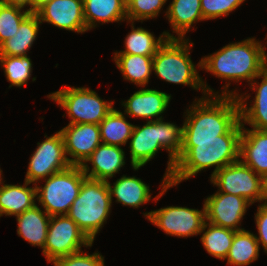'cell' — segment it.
Instances as JSON below:
<instances>
[{"mask_svg":"<svg viewBox=\"0 0 267 266\" xmlns=\"http://www.w3.org/2000/svg\"><path fill=\"white\" fill-rule=\"evenodd\" d=\"M197 67L210 72L221 80L229 81L220 95L237 96V90H229L230 81L252 82L266 67V46L254 37L223 46L218 51L202 57Z\"/></svg>","mask_w":267,"mask_h":266,"instance_id":"1","label":"cell"},{"mask_svg":"<svg viewBox=\"0 0 267 266\" xmlns=\"http://www.w3.org/2000/svg\"><path fill=\"white\" fill-rule=\"evenodd\" d=\"M241 122L229 133L220 135L218 140L182 141L180 155L168 182L174 186L214 167L210 176L221 168L239 161Z\"/></svg>","mask_w":267,"mask_h":266,"instance_id":"2","label":"cell"},{"mask_svg":"<svg viewBox=\"0 0 267 266\" xmlns=\"http://www.w3.org/2000/svg\"><path fill=\"white\" fill-rule=\"evenodd\" d=\"M163 120L147 121L143 126L134 125L129 141L130 162L135 171L151 161L159 150H167L169 153L167 169L160 185L162 190L153 198V201H158L168 189L174 187L168 179L174 171L175 159L180 155L183 140V125L178 127L174 123Z\"/></svg>","mask_w":267,"mask_h":266,"instance_id":"3","label":"cell"},{"mask_svg":"<svg viewBox=\"0 0 267 266\" xmlns=\"http://www.w3.org/2000/svg\"><path fill=\"white\" fill-rule=\"evenodd\" d=\"M183 116L182 141L218 140L240 123V107L235 96L203 95Z\"/></svg>","mask_w":267,"mask_h":266,"instance_id":"4","label":"cell"},{"mask_svg":"<svg viewBox=\"0 0 267 266\" xmlns=\"http://www.w3.org/2000/svg\"><path fill=\"white\" fill-rule=\"evenodd\" d=\"M193 45L189 38L167 39L153 56L154 74L165 82L189 85L196 91L202 90V95H220L199 75L190 56V48Z\"/></svg>","mask_w":267,"mask_h":266,"instance_id":"5","label":"cell"},{"mask_svg":"<svg viewBox=\"0 0 267 266\" xmlns=\"http://www.w3.org/2000/svg\"><path fill=\"white\" fill-rule=\"evenodd\" d=\"M112 200L106 181L86 178L68 216L94 242L111 212Z\"/></svg>","mask_w":267,"mask_h":266,"instance_id":"6","label":"cell"},{"mask_svg":"<svg viewBox=\"0 0 267 266\" xmlns=\"http://www.w3.org/2000/svg\"><path fill=\"white\" fill-rule=\"evenodd\" d=\"M86 178L81 166L71 165L43 179L44 186L35 184L37 201L49 216L67 215Z\"/></svg>","mask_w":267,"mask_h":266,"instance_id":"7","label":"cell"},{"mask_svg":"<svg viewBox=\"0 0 267 266\" xmlns=\"http://www.w3.org/2000/svg\"><path fill=\"white\" fill-rule=\"evenodd\" d=\"M67 111L69 124H98L112 111L114 101L103 100L88 87L67 86L47 95Z\"/></svg>","mask_w":267,"mask_h":266,"instance_id":"8","label":"cell"},{"mask_svg":"<svg viewBox=\"0 0 267 266\" xmlns=\"http://www.w3.org/2000/svg\"><path fill=\"white\" fill-rule=\"evenodd\" d=\"M93 242L68 215L50 216L48 234L43 255L47 263L77 253L82 247H91Z\"/></svg>","mask_w":267,"mask_h":266,"instance_id":"9","label":"cell"},{"mask_svg":"<svg viewBox=\"0 0 267 266\" xmlns=\"http://www.w3.org/2000/svg\"><path fill=\"white\" fill-rule=\"evenodd\" d=\"M143 214L167 235L180 238L199 235L206 222L205 204L202 210L172 205Z\"/></svg>","mask_w":267,"mask_h":266,"instance_id":"10","label":"cell"},{"mask_svg":"<svg viewBox=\"0 0 267 266\" xmlns=\"http://www.w3.org/2000/svg\"><path fill=\"white\" fill-rule=\"evenodd\" d=\"M45 138L41 143H37L36 150L31 154L25 175L24 180L33 185L71 166L60 130L52 136L45 135Z\"/></svg>","mask_w":267,"mask_h":266,"instance_id":"11","label":"cell"},{"mask_svg":"<svg viewBox=\"0 0 267 266\" xmlns=\"http://www.w3.org/2000/svg\"><path fill=\"white\" fill-rule=\"evenodd\" d=\"M210 182L218 187L217 192L244 197L252 204L264 202L260 175L240 160L218 170Z\"/></svg>","mask_w":267,"mask_h":266,"instance_id":"12","label":"cell"},{"mask_svg":"<svg viewBox=\"0 0 267 266\" xmlns=\"http://www.w3.org/2000/svg\"><path fill=\"white\" fill-rule=\"evenodd\" d=\"M206 221L212 225L241 231L243 216L252 205L244 197L233 194L217 192L204 200Z\"/></svg>","mask_w":267,"mask_h":266,"instance_id":"13","label":"cell"},{"mask_svg":"<svg viewBox=\"0 0 267 266\" xmlns=\"http://www.w3.org/2000/svg\"><path fill=\"white\" fill-rule=\"evenodd\" d=\"M60 132L63 135L67 159L74 166H82L102 143L98 124H68Z\"/></svg>","mask_w":267,"mask_h":266,"instance_id":"14","label":"cell"},{"mask_svg":"<svg viewBox=\"0 0 267 266\" xmlns=\"http://www.w3.org/2000/svg\"><path fill=\"white\" fill-rule=\"evenodd\" d=\"M36 14L39 17L40 23H49L75 33H84L87 30L83 0H50L41 6Z\"/></svg>","mask_w":267,"mask_h":266,"instance_id":"15","label":"cell"},{"mask_svg":"<svg viewBox=\"0 0 267 266\" xmlns=\"http://www.w3.org/2000/svg\"><path fill=\"white\" fill-rule=\"evenodd\" d=\"M171 94L156 89L142 88L134 92L127 101H122L124 114L147 121L164 119L162 113L168 108ZM155 118V119H153Z\"/></svg>","mask_w":267,"mask_h":266,"instance_id":"16","label":"cell"},{"mask_svg":"<svg viewBox=\"0 0 267 266\" xmlns=\"http://www.w3.org/2000/svg\"><path fill=\"white\" fill-rule=\"evenodd\" d=\"M260 78V83L255 80ZM255 79L249 83L250 89L255 91L254 100H250L252 105L246 102L251 97L246 92L236 96L240 107V122L242 126L249 124L252 129L267 130V67Z\"/></svg>","mask_w":267,"mask_h":266,"instance_id":"17","label":"cell"},{"mask_svg":"<svg viewBox=\"0 0 267 266\" xmlns=\"http://www.w3.org/2000/svg\"><path fill=\"white\" fill-rule=\"evenodd\" d=\"M92 169L90 170V166ZM125 152L122 147L101 143L81 166L87 178L109 181L125 165Z\"/></svg>","mask_w":267,"mask_h":266,"instance_id":"18","label":"cell"},{"mask_svg":"<svg viewBox=\"0 0 267 266\" xmlns=\"http://www.w3.org/2000/svg\"><path fill=\"white\" fill-rule=\"evenodd\" d=\"M239 160L258 175L267 172V130L242 126Z\"/></svg>","mask_w":267,"mask_h":266,"instance_id":"19","label":"cell"},{"mask_svg":"<svg viewBox=\"0 0 267 266\" xmlns=\"http://www.w3.org/2000/svg\"><path fill=\"white\" fill-rule=\"evenodd\" d=\"M28 181L24 185L4 184L0 189V217L18 216L36 205V186L29 187Z\"/></svg>","mask_w":267,"mask_h":266,"instance_id":"20","label":"cell"},{"mask_svg":"<svg viewBox=\"0 0 267 266\" xmlns=\"http://www.w3.org/2000/svg\"><path fill=\"white\" fill-rule=\"evenodd\" d=\"M17 234L32 246L44 250L50 216L37 204L16 216Z\"/></svg>","mask_w":267,"mask_h":266,"instance_id":"21","label":"cell"},{"mask_svg":"<svg viewBox=\"0 0 267 266\" xmlns=\"http://www.w3.org/2000/svg\"><path fill=\"white\" fill-rule=\"evenodd\" d=\"M87 30L102 24L127 20V7L122 0H83ZM98 23V24H97Z\"/></svg>","mask_w":267,"mask_h":266,"instance_id":"22","label":"cell"},{"mask_svg":"<svg viewBox=\"0 0 267 266\" xmlns=\"http://www.w3.org/2000/svg\"><path fill=\"white\" fill-rule=\"evenodd\" d=\"M166 9L165 16L173 28L172 32L177 34L176 39H186V33L194 23L205 21L200 0H172Z\"/></svg>","mask_w":267,"mask_h":266,"instance_id":"23","label":"cell"},{"mask_svg":"<svg viewBox=\"0 0 267 266\" xmlns=\"http://www.w3.org/2000/svg\"><path fill=\"white\" fill-rule=\"evenodd\" d=\"M111 200L116 198L117 203L123 206L139 208L151 199L150 187L140 178L123 175L113 185L107 181Z\"/></svg>","mask_w":267,"mask_h":266,"instance_id":"24","label":"cell"},{"mask_svg":"<svg viewBox=\"0 0 267 266\" xmlns=\"http://www.w3.org/2000/svg\"><path fill=\"white\" fill-rule=\"evenodd\" d=\"M127 23H131L132 30L126 35L124 40L125 48L113 54H133L153 57L167 39H176V36L168 31L162 32V34L156 38L152 32H149V30L145 28H135L134 22Z\"/></svg>","mask_w":267,"mask_h":266,"instance_id":"25","label":"cell"},{"mask_svg":"<svg viewBox=\"0 0 267 266\" xmlns=\"http://www.w3.org/2000/svg\"><path fill=\"white\" fill-rule=\"evenodd\" d=\"M40 24L38 15L30 13L13 37L0 45V56H26L38 37Z\"/></svg>","mask_w":267,"mask_h":266,"instance_id":"26","label":"cell"},{"mask_svg":"<svg viewBox=\"0 0 267 266\" xmlns=\"http://www.w3.org/2000/svg\"><path fill=\"white\" fill-rule=\"evenodd\" d=\"M113 61L126 81L134 83L141 88L148 84L153 71V57L114 54Z\"/></svg>","mask_w":267,"mask_h":266,"instance_id":"27","label":"cell"},{"mask_svg":"<svg viewBox=\"0 0 267 266\" xmlns=\"http://www.w3.org/2000/svg\"><path fill=\"white\" fill-rule=\"evenodd\" d=\"M126 115L113 108L99 123L101 142L113 146H125L130 140L134 124L127 121Z\"/></svg>","mask_w":267,"mask_h":266,"instance_id":"28","label":"cell"},{"mask_svg":"<svg viewBox=\"0 0 267 266\" xmlns=\"http://www.w3.org/2000/svg\"><path fill=\"white\" fill-rule=\"evenodd\" d=\"M260 246L253 232L237 231L225 258L228 265L247 266L259 258Z\"/></svg>","mask_w":267,"mask_h":266,"instance_id":"29","label":"cell"},{"mask_svg":"<svg viewBox=\"0 0 267 266\" xmlns=\"http://www.w3.org/2000/svg\"><path fill=\"white\" fill-rule=\"evenodd\" d=\"M236 232L229 228L212 225L206 221L200 232V234H203L200 240L209 255L225 260Z\"/></svg>","mask_w":267,"mask_h":266,"instance_id":"30","label":"cell"},{"mask_svg":"<svg viewBox=\"0 0 267 266\" xmlns=\"http://www.w3.org/2000/svg\"><path fill=\"white\" fill-rule=\"evenodd\" d=\"M32 60L26 56H0V66L12 86L23 87L27 84L33 70Z\"/></svg>","mask_w":267,"mask_h":266,"instance_id":"31","label":"cell"},{"mask_svg":"<svg viewBox=\"0 0 267 266\" xmlns=\"http://www.w3.org/2000/svg\"><path fill=\"white\" fill-rule=\"evenodd\" d=\"M27 9H21L0 2V45L13 37L20 23L29 15Z\"/></svg>","mask_w":267,"mask_h":266,"instance_id":"32","label":"cell"},{"mask_svg":"<svg viewBox=\"0 0 267 266\" xmlns=\"http://www.w3.org/2000/svg\"><path fill=\"white\" fill-rule=\"evenodd\" d=\"M168 0H131L127 5V21L139 22L154 19Z\"/></svg>","mask_w":267,"mask_h":266,"instance_id":"33","label":"cell"},{"mask_svg":"<svg viewBox=\"0 0 267 266\" xmlns=\"http://www.w3.org/2000/svg\"><path fill=\"white\" fill-rule=\"evenodd\" d=\"M246 0H200L204 20L228 16Z\"/></svg>","mask_w":267,"mask_h":266,"instance_id":"34","label":"cell"},{"mask_svg":"<svg viewBox=\"0 0 267 266\" xmlns=\"http://www.w3.org/2000/svg\"><path fill=\"white\" fill-rule=\"evenodd\" d=\"M54 266H105L104 257L98 251L93 254H87L82 250L56 259Z\"/></svg>","mask_w":267,"mask_h":266,"instance_id":"35","label":"cell"},{"mask_svg":"<svg viewBox=\"0 0 267 266\" xmlns=\"http://www.w3.org/2000/svg\"><path fill=\"white\" fill-rule=\"evenodd\" d=\"M255 214V224L258 230V236L255 235L259 246L263 247L264 252L267 254V201L258 204Z\"/></svg>","mask_w":267,"mask_h":266,"instance_id":"36","label":"cell"},{"mask_svg":"<svg viewBox=\"0 0 267 266\" xmlns=\"http://www.w3.org/2000/svg\"><path fill=\"white\" fill-rule=\"evenodd\" d=\"M0 2L14 6V7H18L21 9H24L30 6L27 9V11L29 13H32V0H0Z\"/></svg>","mask_w":267,"mask_h":266,"instance_id":"37","label":"cell"},{"mask_svg":"<svg viewBox=\"0 0 267 266\" xmlns=\"http://www.w3.org/2000/svg\"><path fill=\"white\" fill-rule=\"evenodd\" d=\"M261 188L264 195V202L267 201V172L260 175Z\"/></svg>","mask_w":267,"mask_h":266,"instance_id":"38","label":"cell"},{"mask_svg":"<svg viewBox=\"0 0 267 266\" xmlns=\"http://www.w3.org/2000/svg\"><path fill=\"white\" fill-rule=\"evenodd\" d=\"M50 0H32V13H36V11L43 6L46 2Z\"/></svg>","mask_w":267,"mask_h":266,"instance_id":"39","label":"cell"},{"mask_svg":"<svg viewBox=\"0 0 267 266\" xmlns=\"http://www.w3.org/2000/svg\"><path fill=\"white\" fill-rule=\"evenodd\" d=\"M2 174H3V173H2V170H1V168H0V185H1V186H0V189H1L2 185H3V183H4L3 180H2V179H3V178H2V177H3ZM1 175H2V176H1Z\"/></svg>","mask_w":267,"mask_h":266,"instance_id":"40","label":"cell"},{"mask_svg":"<svg viewBox=\"0 0 267 266\" xmlns=\"http://www.w3.org/2000/svg\"><path fill=\"white\" fill-rule=\"evenodd\" d=\"M126 5L131 1V0H122Z\"/></svg>","mask_w":267,"mask_h":266,"instance_id":"41","label":"cell"}]
</instances>
